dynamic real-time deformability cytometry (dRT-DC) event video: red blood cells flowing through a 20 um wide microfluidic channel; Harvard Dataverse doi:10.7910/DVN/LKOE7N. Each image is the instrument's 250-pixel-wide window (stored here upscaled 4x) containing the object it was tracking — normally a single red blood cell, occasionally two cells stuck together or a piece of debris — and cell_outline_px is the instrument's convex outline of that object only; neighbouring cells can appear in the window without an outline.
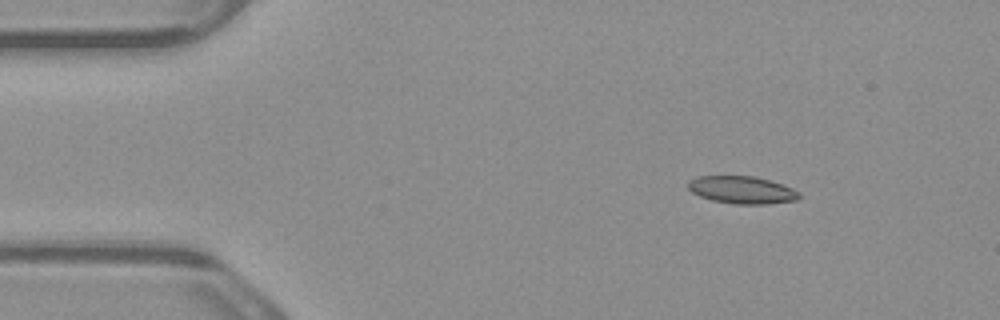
{"species": "common noctule bat (a hibernating species)", "species_latin": "Nyctalus noctula", "temperature_condition": "warm", "stored_images_in_passage": 5, "camera_frame_rate_fps": 3000, "um_per_image_px": 0.085, "animal": {"sex": "male", "body_mass_g": 23.1, "forearm_length_mm": 52.7}, "frame": {"image": 1, "passage_image": 3, "time_ms": 0.667, "image_size_px": [1000, 320], "cell_outline_px": [[800, 196], [796, 200], [764, 204], [736, 204], [712, 200], [700, 196], [692, 192], [688, 188], [688, 180], [696, 176], [752, 176], [768, 180], [792, 188], [800, 192]], "centroid_in_image_um": [63.03, 16.14], "position_along_channel_um": 22.0, "area_um2": 17.63}}